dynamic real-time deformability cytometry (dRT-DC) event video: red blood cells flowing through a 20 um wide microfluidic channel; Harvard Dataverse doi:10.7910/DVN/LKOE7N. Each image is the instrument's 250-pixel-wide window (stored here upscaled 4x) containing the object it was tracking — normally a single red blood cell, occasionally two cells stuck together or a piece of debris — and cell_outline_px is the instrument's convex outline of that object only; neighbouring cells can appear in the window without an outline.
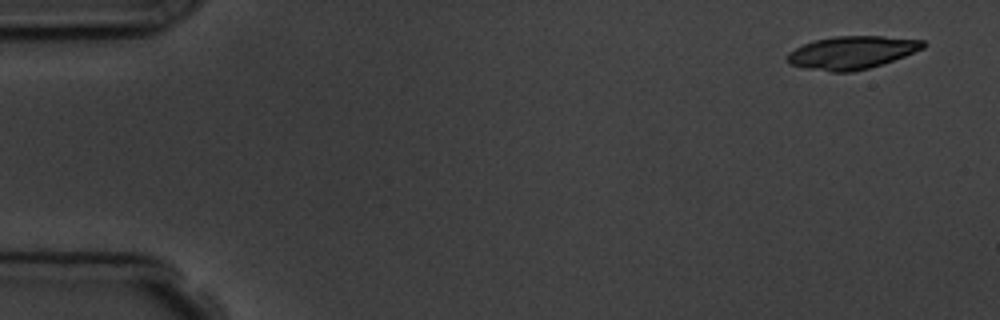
{"species": "common noctule bat (a hibernating species)", "species_latin": "Nyctalus noctula", "temperature_condition": "room temperature", "stored_images_in_passage": 5, "segment_of_instrument_passage": [1, 2], "camera_frame_rate_fps": 3000, "um_per_image_px": 0.085, "animal": {"sex": "male", "body_mass_g": 19.5, "forearm_length_mm": 54.6}, "frame": {"image": 1, "passage_image": 1, "time_ms": 0.0, "image_size_px": [1000, 320], "cell_outline_px": [[928, 44], [924, 48], [904, 56], [868, 68], [852, 72], [832, 72], [808, 68], [788, 64], [788, 52], [804, 44], [816, 40], [832, 36], [884, 36], [924, 40]], "centroid_in_image_um": [72.43, 4.45], "position_along_channel_um": 12.6, "area_um2": 25.84}}
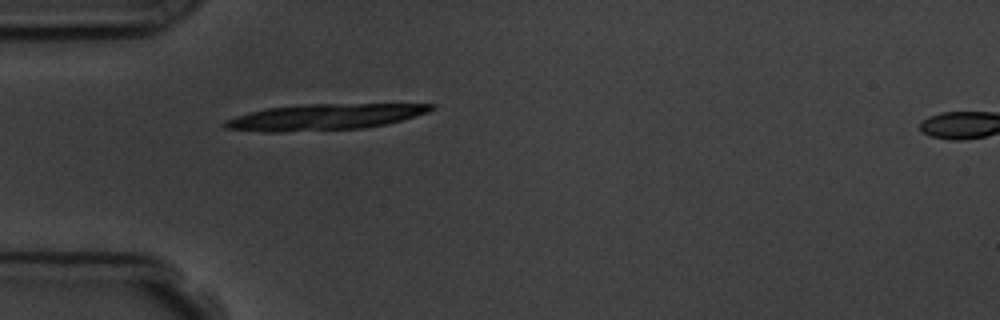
{"frame": {"image": 2, "passage_image": 4, "time_ms": 4.333, "image_size_px": [1000, 320], "cell_outline_px": [[436, 108], [428, 112], [400, 120], [384, 124], [364, 128], [280, 132], [264, 132], [224, 128], [220, 124], [224, 120], [236, 116], [268, 108], [300, 104], [436, 104]], "centroid_in_image_um": [27.54, 9.94], "position_along_channel_um": 57.5, "area_um2": 31.15}}